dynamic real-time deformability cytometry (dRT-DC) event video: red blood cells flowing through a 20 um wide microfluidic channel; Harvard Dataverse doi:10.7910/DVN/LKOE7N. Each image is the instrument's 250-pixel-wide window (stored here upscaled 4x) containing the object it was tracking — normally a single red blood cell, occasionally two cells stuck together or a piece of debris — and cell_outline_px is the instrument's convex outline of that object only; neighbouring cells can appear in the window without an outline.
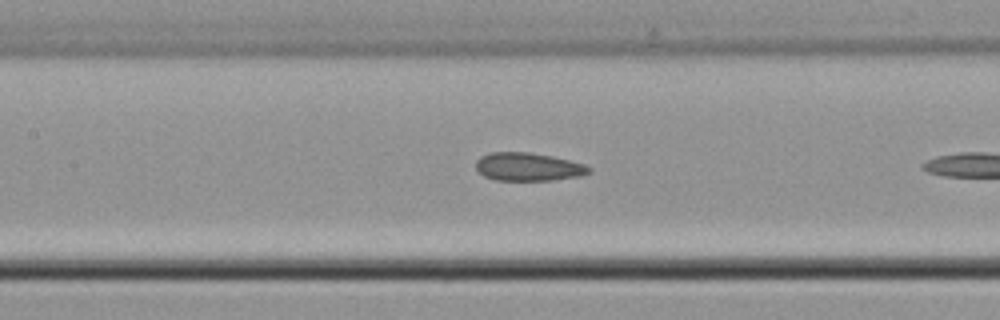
{"species": "common noctule bat (a hibernating species)", "species_latin": "Nyctalus noctula", "temperature_condition": "cold", "stored_images_in_passage": 25, "camera_frame_rate_fps": 3000, "um_per_image_px": 0.085, "animal": {"sex": "male", "body_mass_g": 21.5, "forearm_length_mm": 52.0}, "frame": {"image": 1, "passage_image": 8, "time_ms": 2.333, "image_size_px": [1000, 320], "cell_outline_px": [[592, 172], [580, 176], [552, 180], [496, 180], [484, 176], [476, 168], [476, 160], [480, 156], [492, 152], [528, 152], [552, 156], [584, 164], [592, 168]], "centroid_in_image_um": [44.91, 14.18], "position_along_channel_um": 162.5, "area_um2": 18.55}}
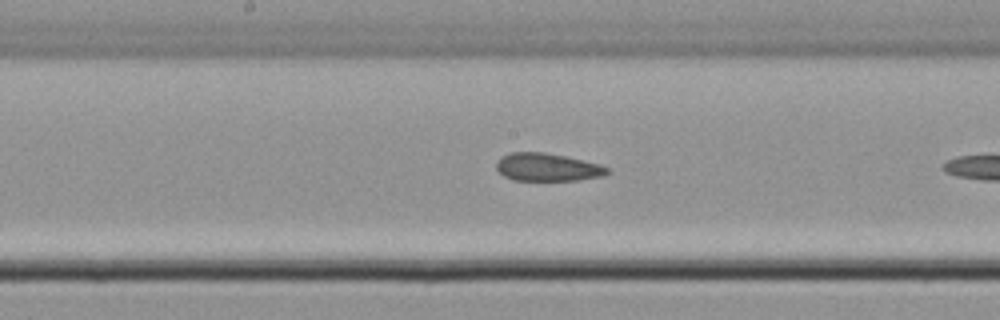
{"frame": {"image": 2, "passage_image": 11, "time_ms": 3.333, "image_size_px": [1000, 320], "cell_outline_px": [[612, 172], [604, 176], [580, 180], [512, 180], [504, 176], [496, 168], [496, 164], [500, 156], [512, 152], [544, 152], [564, 156], [600, 164], [608, 168]], "centroid_in_image_um": [46.54, 14.21], "position_along_channel_um": 201.7, "area_um2": 18.09}}